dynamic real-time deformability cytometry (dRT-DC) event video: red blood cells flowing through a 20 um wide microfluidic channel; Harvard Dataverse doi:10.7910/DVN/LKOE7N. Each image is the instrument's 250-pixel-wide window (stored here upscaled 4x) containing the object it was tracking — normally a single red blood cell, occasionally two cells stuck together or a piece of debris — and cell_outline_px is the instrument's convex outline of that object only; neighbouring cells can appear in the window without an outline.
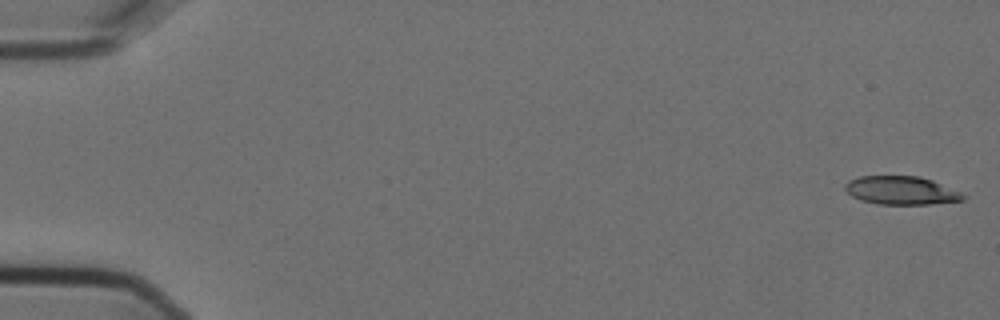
{"species": "Egyptian fruit bat (a non-hibernating species)", "species_latin": "Rousettus aegyptiacus", "temperature_condition": "cold", "stored_images_in_passage": 2, "camera_frame_rate_fps": 3000, "um_per_image_px": 0.085, "animal": {"sex": "female"}, "frame": {"image": 1, "passage_image": 1, "time_ms": 0.0, "image_size_px": [1000, 320], "cell_outline_px": [[964, 200], [928, 204], [876, 204], [860, 200], [852, 196], [844, 188], [844, 184], [848, 180], [860, 176], [920, 176], [932, 180], [960, 192], [964, 196]], "centroid_in_image_um": [76.55, 16.18], "position_along_channel_um": 8.4, "area_um2": 19.42}}